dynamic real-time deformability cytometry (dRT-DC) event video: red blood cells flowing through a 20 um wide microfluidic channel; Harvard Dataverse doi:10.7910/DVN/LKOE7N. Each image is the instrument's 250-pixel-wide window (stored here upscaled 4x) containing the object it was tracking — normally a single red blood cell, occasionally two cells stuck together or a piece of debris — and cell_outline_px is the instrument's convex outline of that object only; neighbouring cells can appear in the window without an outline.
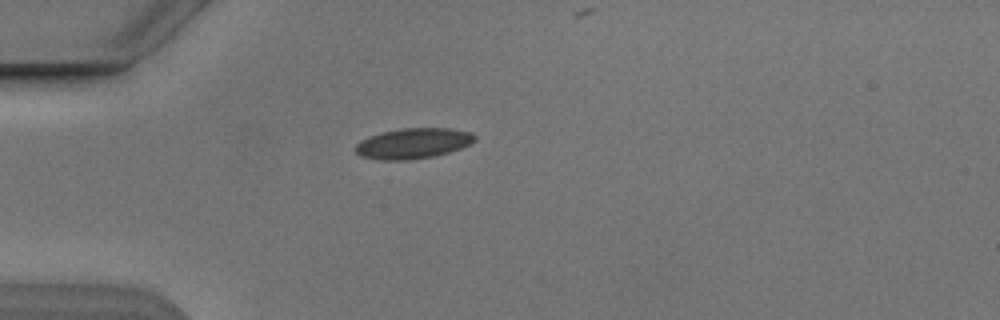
{"species": "Egyptian fruit bat (a non-hibernating species)", "species_latin": "Rousettus aegyptiacus", "temperature_condition": "cold", "stored_images_in_passage": 3, "camera_frame_rate_fps": 3000, "um_per_image_px": 0.085, "animal": {"sex": "male"}, "frame": {"image": 1, "passage_image": 1, "time_ms": 0.0, "image_size_px": [1000, 320], "cell_outline_px": [[476, 140], [460, 148], [436, 156], [408, 160], [380, 160], [360, 156], [356, 152], [356, 144], [360, 140], [380, 132], [404, 128], [452, 128], [472, 132], [476, 136]], "centroid_in_image_um": [35.12, 12.18], "position_along_channel_um": 49.9, "area_um2": 21.27}}